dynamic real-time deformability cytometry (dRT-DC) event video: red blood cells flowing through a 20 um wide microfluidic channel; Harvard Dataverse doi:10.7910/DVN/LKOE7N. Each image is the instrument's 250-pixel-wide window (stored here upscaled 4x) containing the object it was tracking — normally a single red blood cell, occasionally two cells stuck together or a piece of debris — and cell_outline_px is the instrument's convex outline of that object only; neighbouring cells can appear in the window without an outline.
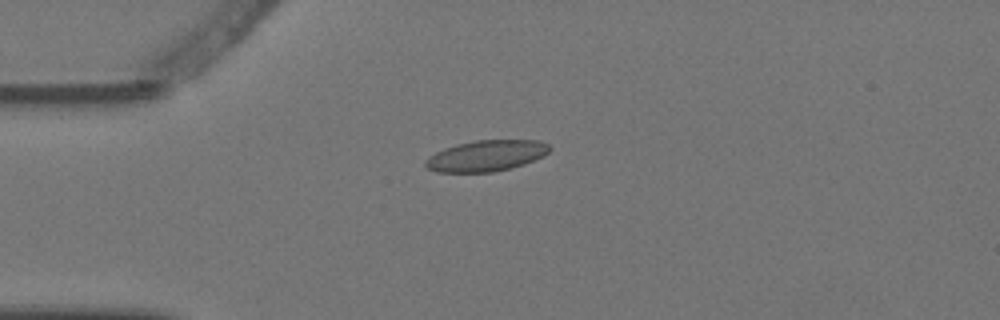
{"species": "Egyptian fruit bat (a non-hibernating species)", "species_latin": "Rousettus aegyptiacus", "temperature_condition": "warm", "stored_images_in_passage": 7, "camera_frame_rate_fps": 3000, "um_per_image_px": 0.085, "animal": {"sex": "female"}, "frame": {"image": 1, "passage_image": 4, "time_ms": 1.0, "image_size_px": [1000, 320], "cell_outline_px": [[552, 148], [544, 156], [524, 164], [512, 168], [492, 172], [436, 172], [428, 168], [424, 164], [424, 160], [428, 156], [444, 148], [456, 144], [476, 140], [540, 140], [548, 144]], "centroid_in_image_um": [41.33, 13.24], "position_along_channel_um": 43.7, "area_um2": 22.6}}
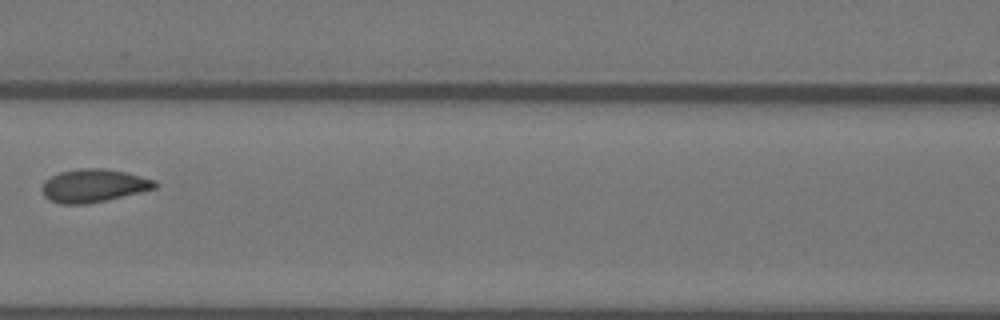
{"frame": {"image": 2, "passage_image": 7, "time_ms": 2.0, "image_size_px": [1000, 320], "cell_outline_px": [[160, 184], [156, 188], [108, 200], [84, 204], [60, 204], [48, 200], [44, 196], [40, 188], [44, 180], [60, 172], [80, 168], [104, 168], [124, 172], [156, 180]], "centroid_in_image_um": [7.94, 15.78], "position_along_channel_um": 158.7, "area_um2": 21.96}}